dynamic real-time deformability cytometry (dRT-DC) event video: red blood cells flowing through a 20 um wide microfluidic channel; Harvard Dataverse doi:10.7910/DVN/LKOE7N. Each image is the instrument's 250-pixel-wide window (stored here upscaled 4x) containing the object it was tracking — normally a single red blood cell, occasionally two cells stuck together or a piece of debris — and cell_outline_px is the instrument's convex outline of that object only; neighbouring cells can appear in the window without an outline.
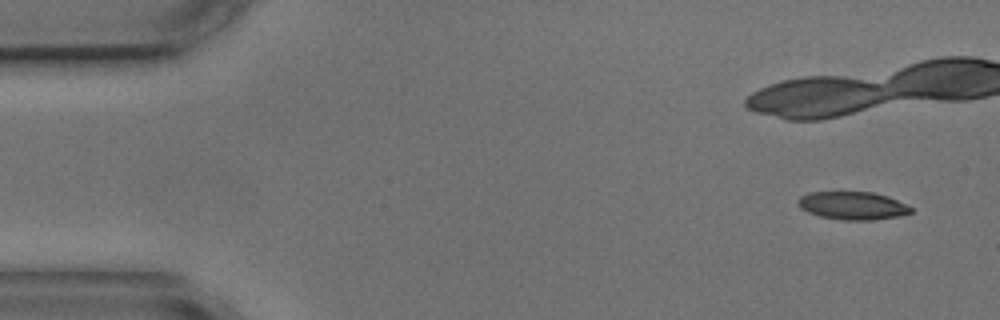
{"species": "common noctule bat (a hibernating species)", "species_latin": "Nyctalus noctula", "temperature_condition": "cold", "stored_images_in_passage": 4, "camera_frame_rate_fps": 3000, "um_per_image_px": 0.085, "animal": {"sex": "male", "body_mass_g": 17.9, "forearm_length_mm": 54.2}, "frame": {"image": 1, "passage_image": 1, "time_ms": 0.0, "image_size_px": [1000, 320], "cell_outline_px": [[912, 212], [900, 216], [872, 220], [844, 220], [820, 216], [808, 212], [800, 208], [796, 204], [796, 200], [800, 196], [808, 192], [872, 192], [888, 196], [912, 208]], "centroid_in_image_um": [72.43, 17.47], "position_along_channel_um": 12.6, "area_um2": 18.44}}